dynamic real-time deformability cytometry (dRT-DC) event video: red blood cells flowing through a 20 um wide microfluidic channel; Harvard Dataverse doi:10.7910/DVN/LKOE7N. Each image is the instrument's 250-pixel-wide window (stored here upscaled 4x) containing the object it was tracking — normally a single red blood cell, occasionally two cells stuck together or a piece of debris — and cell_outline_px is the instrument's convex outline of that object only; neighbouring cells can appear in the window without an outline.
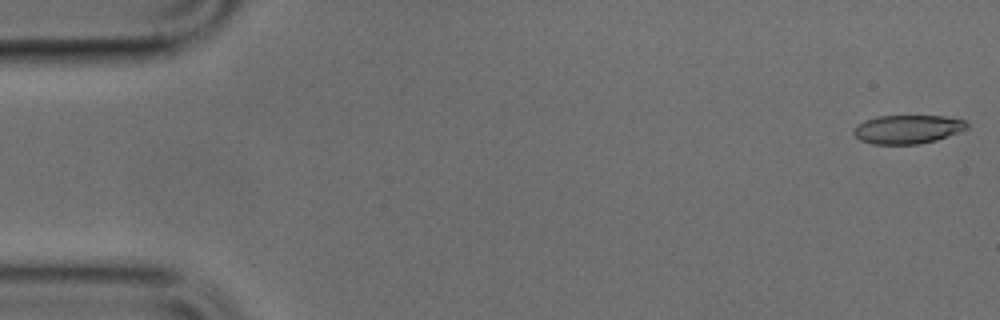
{"species": "common noctule bat (a hibernating species)", "species_latin": "Nyctalus noctula", "temperature_condition": "cold", "stored_images_in_passage": 44, "camera_frame_rate_fps": 3000, "um_per_image_px": 0.085, "animal": {"sex": "male", "body_mass_g": 17.9, "forearm_length_mm": 54.2}, "frame": {"image": 1, "passage_image": 1, "time_ms": 0.0, "image_size_px": [1000, 320], "cell_outline_px": [[968, 128], [936, 140], [920, 144], [872, 144], [860, 140], [852, 132], [852, 128], [864, 120], [876, 116], [944, 116], [964, 120], [968, 124]], "centroid_in_image_um": [77.1, 10.98], "position_along_channel_um": 7.9, "area_um2": 18.96}}
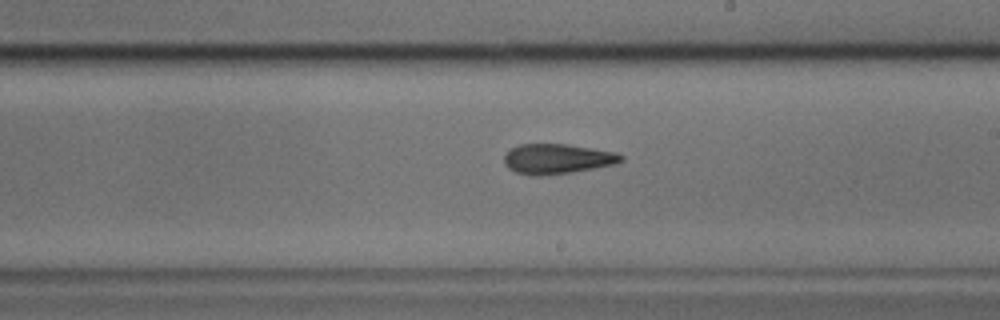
{"frame": {"image": 2, "passage_image": 28, "time_ms": 9.0, "image_size_px": [1000, 320], "cell_outline_px": [[624, 160], [616, 164], [596, 168], [572, 172], [540, 176], [532, 176], [516, 172], [508, 168], [504, 164], [504, 156], [508, 148], [520, 144], [568, 144], [616, 152], [624, 156]], "centroid_in_image_um": [47.35, 13.5], "position_along_channel_um": 241.6, "area_um2": 20.75}}
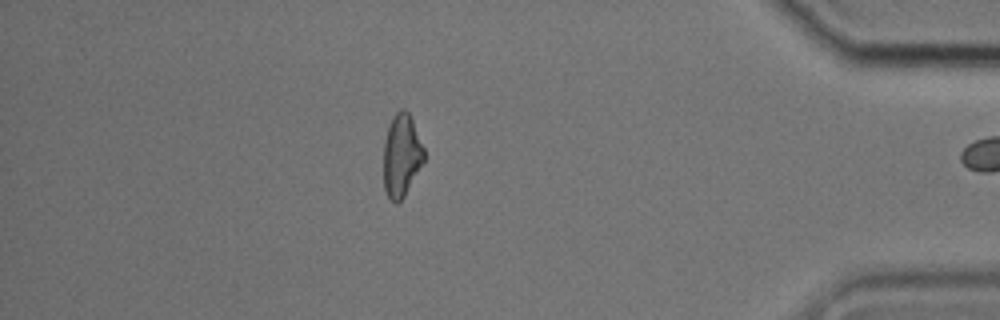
{"frame": {"image": 3, "passage_image": 43, "time_ms": 14.0, "image_size_px": [1000, 320], "cell_outline_px": [[424, 160], [404, 196], [396, 204], [388, 196], [384, 188], [384, 140], [388, 124], [392, 116], [400, 108], [404, 108], [408, 112], [412, 120], [424, 148]], "centroid_in_image_um": [34.11, 13.17], "position_along_channel_um": 401.1, "area_um2": 19.36}}